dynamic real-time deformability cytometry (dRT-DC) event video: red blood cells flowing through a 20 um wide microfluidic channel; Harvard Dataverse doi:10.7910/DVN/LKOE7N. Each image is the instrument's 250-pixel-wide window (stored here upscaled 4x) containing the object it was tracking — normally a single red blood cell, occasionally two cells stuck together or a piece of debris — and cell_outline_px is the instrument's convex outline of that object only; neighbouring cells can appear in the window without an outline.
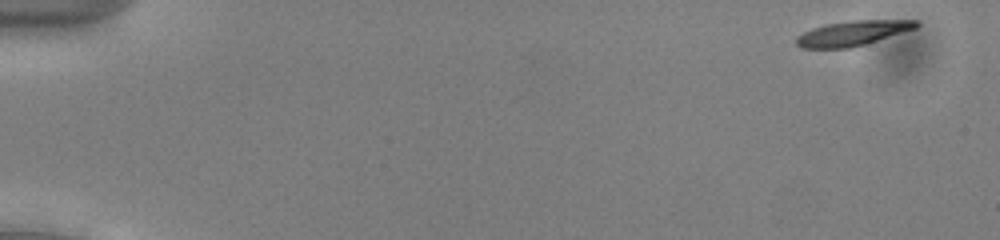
{"species": "common noctule bat (a hibernating species)", "species_latin": "Nyctalus noctula", "temperature_condition": "cold", "stored_images_in_passage": 8, "camera_frame_rate_fps": 3000, "um_per_image_px": 0.085, "animal": {"sex": "male", "body_mass_g": 13.0, "forearm_length_mm": 53.1}, "frame": {"image": 1, "passage_image": 1, "time_ms": 0.0, "image_size_px": [1000, 240], "cell_outline_px": [[920, 24], [916, 28], [864, 44], [848, 48], [800, 48], [796, 44], [796, 36], [812, 28], [828, 24], [852, 20], [916, 20]], "centroid_in_image_um": [72.45, 2.82], "position_along_channel_um": 12.6, "area_um2": 17.17}}